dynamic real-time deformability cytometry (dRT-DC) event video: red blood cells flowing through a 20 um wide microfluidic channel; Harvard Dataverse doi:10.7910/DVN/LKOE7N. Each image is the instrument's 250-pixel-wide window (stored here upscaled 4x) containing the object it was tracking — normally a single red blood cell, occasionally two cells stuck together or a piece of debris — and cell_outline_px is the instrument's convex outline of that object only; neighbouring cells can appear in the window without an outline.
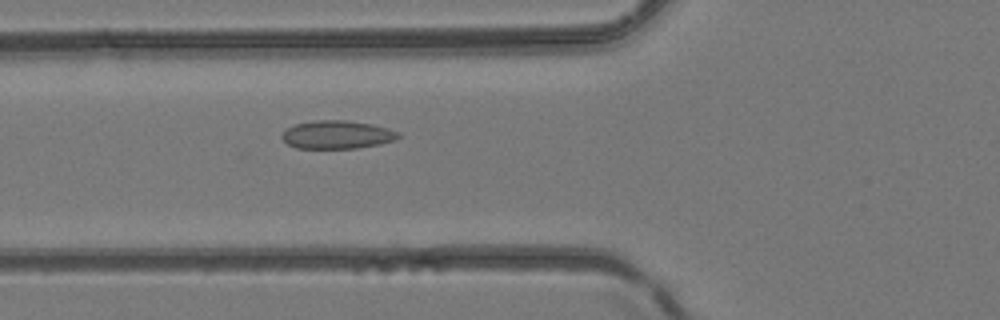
{"species": "common noctule bat (a hibernating species)", "species_latin": "Nyctalus noctula", "temperature_condition": "room temperature", "stored_images_in_passage": 32, "camera_frame_rate_fps": 3000, "um_per_image_px": 0.085, "animal": {"sex": "female", "body_mass_g": 24.6, "forearm_length_mm": 56.2}, "frame": {"image": 1, "passage_image": 3, "time_ms": 0.667, "image_size_px": [1000, 320], "cell_outline_px": [[400, 136], [396, 140], [380, 144], [356, 148], [296, 148], [288, 144], [280, 136], [288, 128], [296, 124], [312, 120], [344, 120], [372, 124], [388, 128], [400, 132]], "centroid_in_image_um": [28.68, 11.44], "position_along_channel_um": 97.1, "area_um2": 19.13}}
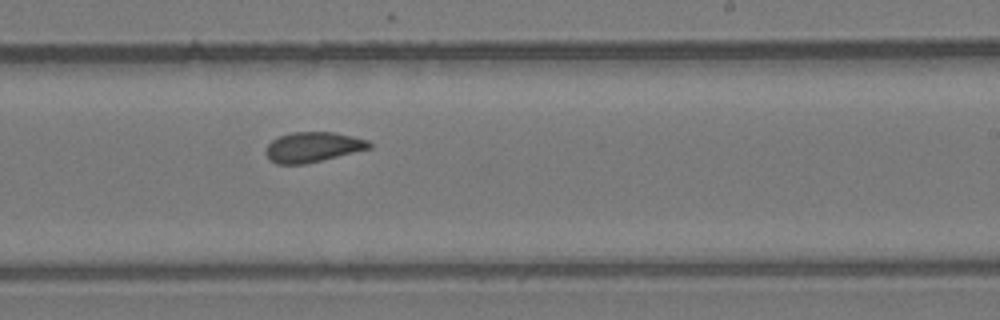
{"frame": {"image": 2, "passage_image": 14, "time_ms": 4.333, "image_size_px": [1000, 320], "cell_outline_px": [[372, 148], [304, 164], [276, 164], [268, 160], [264, 152], [268, 144], [272, 140], [280, 136], [292, 132], [332, 132], [352, 136], [368, 140], [372, 144]], "centroid_in_image_um": [26.56, 12.5], "position_along_channel_um": 262.4, "area_um2": 18.15}}
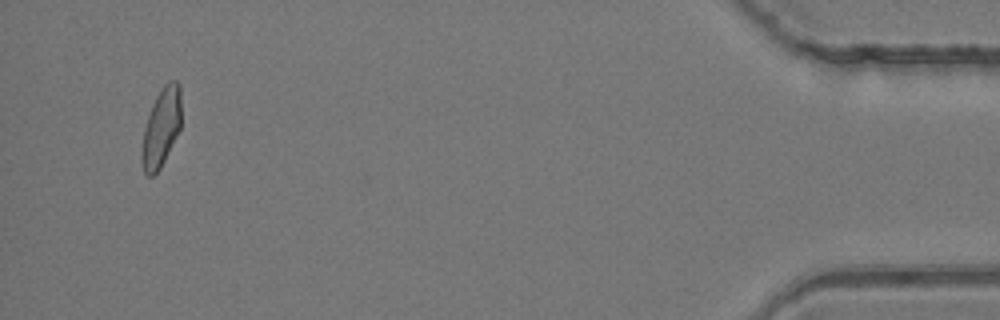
{"frame": {"image": 3, "passage_image": 30, "time_ms": 9.667, "image_size_px": [1000, 320], "cell_outline_px": [[180, 128], [160, 168], [152, 176], [148, 176], [144, 172], [140, 156], [140, 152], [144, 128], [152, 104], [156, 96], [164, 84], [168, 80], [176, 80], [180, 84]], "centroid_in_image_um": [13.68, 10.82], "position_along_channel_um": 421.5, "area_um2": 17.98}}